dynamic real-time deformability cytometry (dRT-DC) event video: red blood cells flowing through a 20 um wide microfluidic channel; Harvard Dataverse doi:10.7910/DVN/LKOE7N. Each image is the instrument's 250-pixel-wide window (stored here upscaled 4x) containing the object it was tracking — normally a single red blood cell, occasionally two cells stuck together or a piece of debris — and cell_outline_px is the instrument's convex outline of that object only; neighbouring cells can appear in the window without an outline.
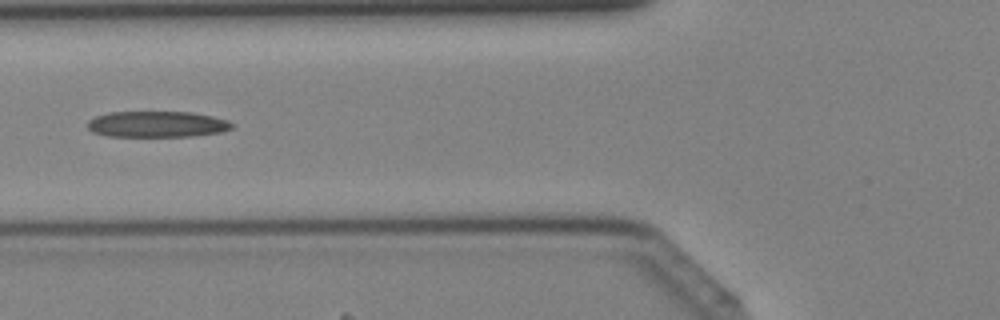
{"species": "Egyptian fruit bat (a non-hibernating species)", "species_latin": "Rousettus aegyptiacus", "temperature_condition": "cold", "stored_images_in_passage": 41, "camera_frame_rate_fps": 3000, "um_per_image_px": 0.085, "animal": {"sex": "female"}, "frame": {"image": 1, "passage_image": 16, "time_ms": 5.0, "image_size_px": [1000, 320], "cell_outline_px": [[232, 128], [220, 132], [192, 136], [108, 136], [92, 132], [88, 128], [88, 120], [96, 116], [108, 112], [192, 112], [212, 116], [228, 120], [232, 124]], "centroid_in_image_um": [13.33, 10.55], "position_along_channel_um": 112.5, "area_um2": 21.85}}
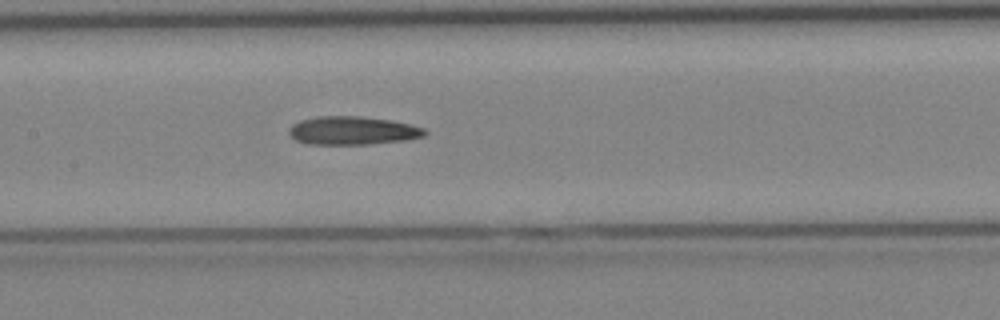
{"frame": {"image": 2, "passage_image": 20, "time_ms": 6.333, "image_size_px": [1000, 320], "cell_outline_px": [[428, 132], [424, 136], [404, 140], [368, 144], [304, 144], [296, 140], [288, 132], [288, 128], [292, 124], [300, 120], [320, 116], [360, 116], [392, 120], [412, 124], [424, 128]], "centroid_in_image_um": [29.97, 11.09], "position_along_channel_um": 177.4, "area_um2": 22.54}}
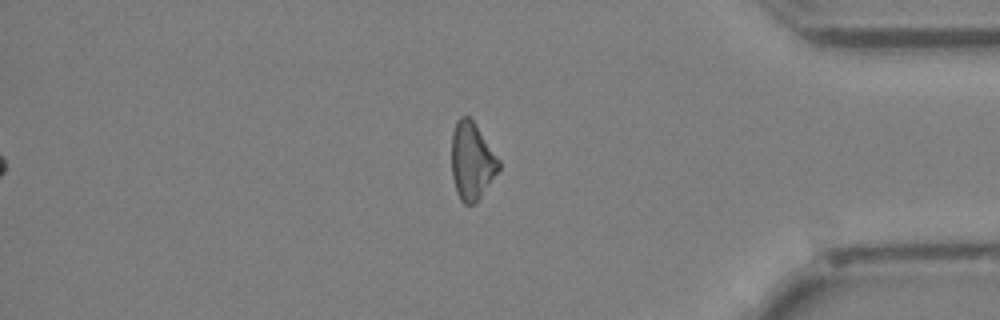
{"frame": {"image": 3, "passage_image": 35, "time_ms": 11.333, "image_size_px": [1000, 320], "cell_outline_px": [[500, 168], [476, 204], [464, 204], [460, 200], [456, 192], [452, 176], [452, 132], [456, 120], [460, 116], [468, 116], [472, 120], [500, 160]], "centroid_in_image_um": [40.09, 13.71], "position_along_channel_um": 395.1, "area_um2": 21.27}}